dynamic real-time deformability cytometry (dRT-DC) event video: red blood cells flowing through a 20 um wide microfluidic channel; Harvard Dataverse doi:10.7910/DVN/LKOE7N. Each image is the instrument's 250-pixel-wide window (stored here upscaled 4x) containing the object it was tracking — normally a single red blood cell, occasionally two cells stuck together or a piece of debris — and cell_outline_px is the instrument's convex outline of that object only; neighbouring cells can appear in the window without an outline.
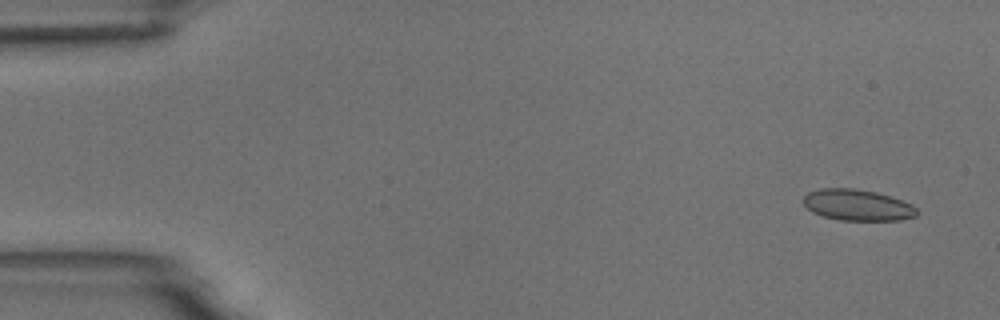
{"species": "common noctule bat (a hibernating species)", "species_latin": "Nyctalus noctula", "temperature_condition": "room temperature", "stored_images_in_passage": 9, "camera_frame_rate_fps": 3000, "um_per_image_px": 0.085, "animal": {"sex": "male", "body_mass_g": 18.8}, "frame": {"image": 1, "passage_image": 1, "time_ms": 0.0, "image_size_px": [1000, 320], "cell_outline_px": [[916, 216], [900, 220], [840, 220], [824, 216], [812, 212], [804, 204], [804, 196], [808, 192], [820, 188], [852, 188], [876, 192], [912, 204], [916, 208]], "centroid_in_image_um": [72.86, 17.42], "position_along_channel_um": 12.1, "area_um2": 20.4}}
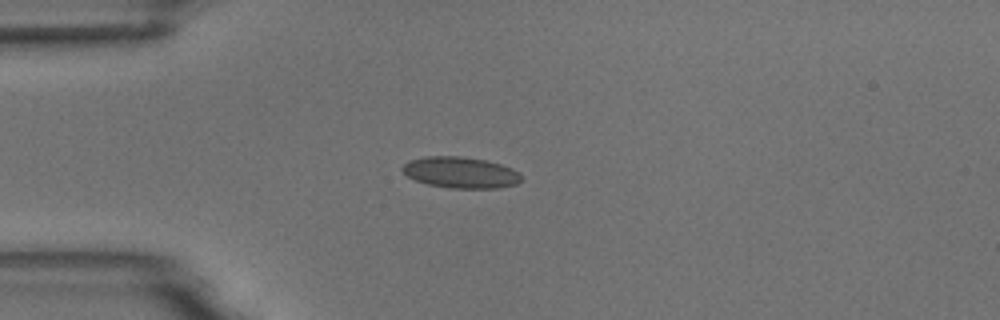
{"frame": {"image": 2, "passage_image": 4, "time_ms": 3.667, "image_size_px": [1000, 320], "cell_outline_px": [[520, 180], [516, 184], [500, 188], [448, 188], [428, 184], [416, 180], [408, 176], [400, 168], [408, 160], [424, 156], [460, 156], [488, 160], [512, 168], [520, 172]], "centroid_in_image_um": [39.14, 14.65], "position_along_channel_um": 45.9, "area_um2": 21.73}}
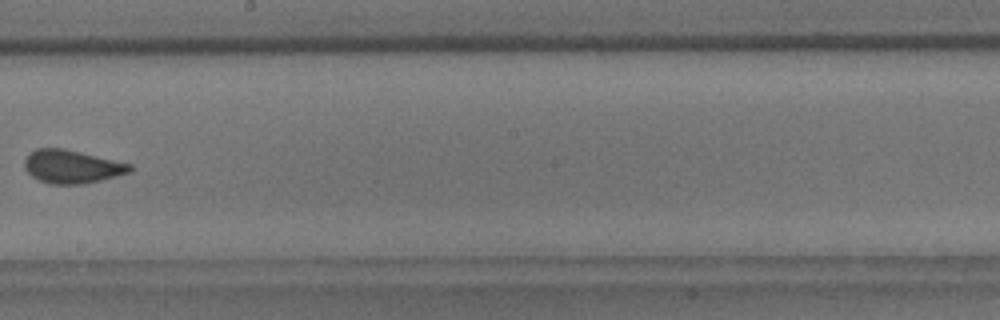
{"frame": {"image": 3, "passage_image": 9, "time_ms": 9.333, "image_size_px": [1000, 320], "cell_outline_px": [[132, 168], [128, 172], [116, 176], [84, 184], [52, 184], [40, 180], [32, 176], [24, 168], [24, 160], [28, 152], [36, 148], [64, 148], [132, 164]], "centroid_in_image_um": [6.07, 14.15], "position_along_channel_um": 242.1, "area_um2": 20.4}}